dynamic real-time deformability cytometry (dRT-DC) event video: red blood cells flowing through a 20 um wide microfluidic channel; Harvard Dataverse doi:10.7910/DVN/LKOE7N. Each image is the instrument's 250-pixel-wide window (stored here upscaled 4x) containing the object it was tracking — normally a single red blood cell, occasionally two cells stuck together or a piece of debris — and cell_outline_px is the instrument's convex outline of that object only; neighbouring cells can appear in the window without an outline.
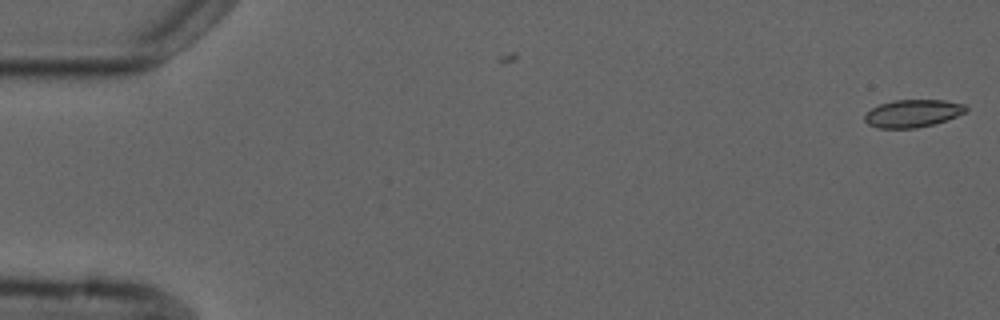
{"species": "common noctule bat (a hibernating species)", "species_latin": "Nyctalus noctula", "temperature_condition": "cold", "stored_images_in_passage": 4, "camera_frame_rate_fps": 3000, "um_per_image_px": 0.085, "animal": {"sex": "male", "forearm_length_mm": 52.5}, "frame": {"image": 1, "passage_image": 1, "time_ms": 0.0, "image_size_px": [1000, 320], "cell_outline_px": [[968, 112], [932, 124], [916, 128], [876, 128], [868, 124], [864, 120], [864, 116], [872, 108], [880, 104], [892, 100], [944, 100], [964, 104], [968, 108]], "centroid_in_image_um": [77.58, 9.63], "position_along_channel_um": 7.4, "area_um2": 16.24}}
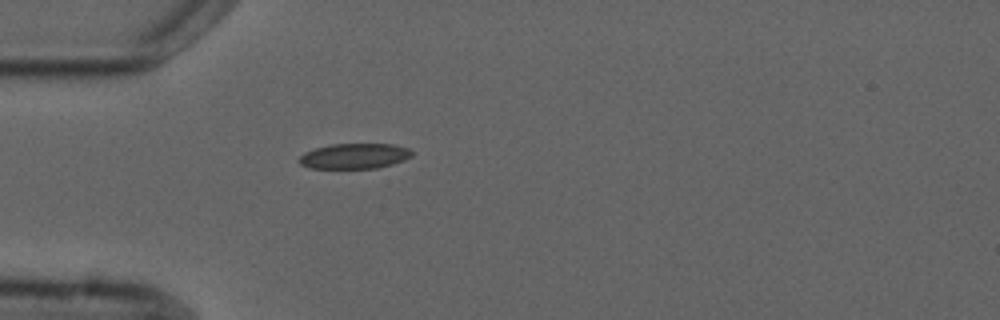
{"frame": {"image": 2, "passage_image": 4, "time_ms": 5.0, "image_size_px": [1000, 320], "cell_outline_px": [[416, 152], [412, 156], [404, 160], [392, 164], [376, 168], [308, 168], [300, 164], [296, 160], [304, 152], [316, 148], [332, 144], [392, 144], [408, 148]], "centroid_in_image_um": [30.13, 13.26], "position_along_channel_um": 54.9, "area_um2": 16.76}}